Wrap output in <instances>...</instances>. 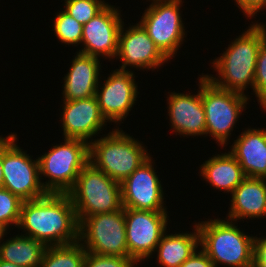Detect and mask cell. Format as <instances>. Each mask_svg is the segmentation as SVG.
Listing matches in <instances>:
<instances>
[{"mask_svg":"<svg viewBox=\"0 0 266 267\" xmlns=\"http://www.w3.org/2000/svg\"><path fill=\"white\" fill-rule=\"evenodd\" d=\"M18 227L26 236L46 246L72 244L79 241V222L68 193H47L24 201Z\"/></svg>","mask_w":266,"mask_h":267,"instance_id":"6da1fadb","label":"cell"},{"mask_svg":"<svg viewBox=\"0 0 266 267\" xmlns=\"http://www.w3.org/2000/svg\"><path fill=\"white\" fill-rule=\"evenodd\" d=\"M266 25L254 23L236 38L222 56L212 62L219 79L205 75L216 86L244 94L246 86L254 91L257 56L262 42L266 39Z\"/></svg>","mask_w":266,"mask_h":267,"instance_id":"7a4b0ae2","label":"cell"},{"mask_svg":"<svg viewBox=\"0 0 266 267\" xmlns=\"http://www.w3.org/2000/svg\"><path fill=\"white\" fill-rule=\"evenodd\" d=\"M200 246L215 267H253L255 237L245 235L235 223L214 219L197 224Z\"/></svg>","mask_w":266,"mask_h":267,"instance_id":"3957f363","label":"cell"},{"mask_svg":"<svg viewBox=\"0 0 266 267\" xmlns=\"http://www.w3.org/2000/svg\"><path fill=\"white\" fill-rule=\"evenodd\" d=\"M147 150L119 128L106 137L89 141V162L121 183L149 158Z\"/></svg>","mask_w":266,"mask_h":267,"instance_id":"277c9868","label":"cell"},{"mask_svg":"<svg viewBox=\"0 0 266 267\" xmlns=\"http://www.w3.org/2000/svg\"><path fill=\"white\" fill-rule=\"evenodd\" d=\"M68 195L79 223L85 217L111 213L123 208L121 183L111 179L90 162L81 170Z\"/></svg>","mask_w":266,"mask_h":267,"instance_id":"5b68a950","label":"cell"},{"mask_svg":"<svg viewBox=\"0 0 266 267\" xmlns=\"http://www.w3.org/2000/svg\"><path fill=\"white\" fill-rule=\"evenodd\" d=\"M38 158L39 174L51 178L42 183L47 193H68L75 185L81 170L89 163V143L65 138Z\"/></svg>","mask_w":266,"mask_h":267,"instance_id":"8992f818","label":"cell"},{"mask_svg":"<svg viewBox=\"0 0 266 267\" xmlns=\"http://www.w3.org/2000/svg\"><path fill=\"white\" fill-rule=\"evenodd\" d=\"M16 134L2 137L3 188L23 201L38 199L47 194L39 177L38 159L32 160L16 145Z\"/></svg>","mask_w":266,"mask_h":267,"instance_id":"52a82bcc","label":"cell"},{"mask_svg":"<svg viewBox=\"0 0 266 267\" xmlns=\"http://www.w3.org/2000/svg\"><path fill=\"white\" fill-rule=\"evenodd\" d=\"M79 241H84L81 243L84 249L93 254L130 257L124 207L111 213L85 217L79 223Z\"/></svg>","mask_w":266,"mask_h":267,"instance_id":"ba28073f","label":"cell"},{"mask_svg":"<svg viewBox=\"0 0 266 267\" xmlns=\"http://www.w3.org/2000/svg\"><path fill=\"white\" fill-rule=\"evenodd\" d=\"M247 101L245 94L222 89L202 75V103L206 119V134L216 138L220 146H225Z\"/></svg>","mask_w":266,"mask_h":267,"instance_id":"9c48e42d","label":"cell"},{"mask_svg":"<svg viewBox=\"0 0 266 267\" xmlns=\"http://www.w3.org/2000/svg\"><path fill=\"white\" fill-rule=\"evenodd\" d=\"M153 2L145 10L139 23L158 49L170 59L176 54L185 35L179 12L182 0H153Z\"/></svg>","mask_w":266,"mask_h":267,"instance_id":"30bf717a","label":"cell"},{"mask_svg":"<svg viewBox=\"0 0 266 267\" xmlns=\"http://www.w3.org/2000/svg\"><path fill=\"white\" fill-rule=\"evenodd\" d=\"M129 256L136 262L150 257L166 231L167 211L124 208Z\"/></svg>","mask_w":266,"mask_h":267,"instance_id":"8fae6325","label":"cell"},{"mask_svg":"<svg viewBox=\"0 0 266 267\" xmlns=\"http://www.w3.org/2000/svg\"><path fill=\"white\" fill-rule=\"evenodd\" d=\"M149 157L121 182L122 206L137 210L165 211L163 188Z\"/></svg>","mask_w":266,"mask_h":267,"instance_id":"7c38bea8","label":"cell"},{"mask_svg":"<svg viewBox=\"0 0 266 267\" xmlns=\"http://www.w3.org/2000/svg\"><path fill=\"white\" fill-rule=\"evenodd\" d=\"M119 10L107 4L88 23L83 25L82 54L114 58L118 51V36L122 26Z\"/></svg>","mask_w":266,"mask_h":267,"instance_id":"4fadbf2b","label":"cell"},{"mask_svg":"<svg viewBox=\"0 0 266 267\" xmlns=\"http://www.w3.org/2000/svg\"><path fill=\"white\" fill-rule=\"evenodd\" d=\"M134 73L128 70H114L99 87L96 97L103 117L109 122H119L129 114L137 98V85ZM126 115V116H125Z\"/></svg>","mask_w":266,"mask_h":267,"instance_id":"5bb4252c","label":"cell"},{"mask_svg":"<svg viewBox=\"0 0 266 267\" xmlns=\"http://www.w3.org/2000/svg\"><path fill=\"white\" fill-rule=\"evenodd\" d=\"M123 24L118 36L117 55L122 65L118 70H124L127 66L148 70L157 68L169 59L158 49L154 41L149 37L147 31L140 23L123 28Z\"/></svg>","mask_w":266,"mask_h":267,"instance_id":"9a60e30c","label":"cell"},{"mask_svg":"<svg viewBox=\"0 0 266 267\" xmlns=\"http://www.w3.org/2000/svg\"><path fill=\"white\" fill-rule=\"evenodd\" d=\"M62 127L64 138L88 142L101 131L106 119L103 117L96 96L78 100H63Z\"/></svg>","mask_w":266,"mask_h":267,"instance_id":"2e32d148","label":"cell"},{"mask_svg":"<svg viewBox=\"0 0 266 267\" xmlns=\"http://www.w3.org/2000/svg\"><path fill=\"white\" fill-rule=\"evenodd\" d=\"M197 95L171 93L168 97V113L175 132L180 135L206 134V119L202 103V77Z\"/></svg>","mask_w":266,"mask_h":267,"instance_id":"e0dca14e","label":"cell"},{"mask_svg":"<svg viewBox=\"0 0 266 267\" xmlns=\"http://www.w3.org/2000/svg\"><path fill=\"white\" fill-rule=\"evenodd\" d=\"M98 58L77 52L69 72L64 78V100L73 101L96 95L99 86V70L101 69Z\"/></svg>","mask_w":266,"mask_h":267,"instance_id":"ac0fdd59","label":"cell"},{"mask_svg":"<svg viewBox=\"0 0 266 267\" xmlns=\"http://www.w3.org/2000/svg\"><path fill=\"white\" fill-rule=\"evenodd\" d=\"M233 144L230 153L245 176L266 178V130L248 129Z\"/></svg>","mask_w":266,"mask_h":267,"instance_id":"d6986e66","label":"cell"},{"mask_svg":"<svg viewBox=\"0 0 266 267\" xmlns=\"http://www.w3.org/2000/svg\"><path fill=\"white\" fill-rule=\"evenodd\" d=\"M227 220L266 217V178L246 177L233 191Z\"/></svg>","mask_w":266,"mask_h":267,"instance_id":"ffe728a7","label":"cell"},{"mask_svg":"<svg viewBox=\"0 0 266 267\" xmlns=\"http://www.w3.org/2000/svg\"><path fill=\"white\" fill-rule=\"evenodd\" d=\"M201 176L216 187L233 193L234 189L246 178L239 162L230 153L213 156L202 164Z\"/></svg>","mask_w":266,"mask_h":267,"instance_id":"44dd1931","label":"cell"},{"mask_svg":"<svg viewBox=\"0 0 266 267\" xmlns=\"http://www.w3.org/2000/svg\"><path fill=\"white\" fill-rule=\"evenodd\" d=\"M194 233L169 234L161 237L156 250L159 264L164 267H179L188 259L200 244V235L197 224Z\"/></svg>","mask_w":266,"mask_h":267,"instance_id":"7402d4cb","label":"cell"},{"mask_svg":"<svg viewBox=\"0 0 266 267\" xmlns=\"http://www.w3.org/2000/svg\"><path fill=\"white\" fill-rule=\"evenodd\" d=\"M46 248L34 238L17 235L0 245V260L23 267H40Z\"/></svg>","mask_w":266,"mask_h":267,"instance_id":"603a6c76","label":"cell"},{"mask_svg":"<svg viewBox=\"0 0 266 267\" xmlns=\"http://www.w3.org/2000/svg\"><path fill=\"white\" fill-rule=\"evenodd\" d=\"M86 250L80 241L47 246L40 267H83Z\"/></svg>","mask_w":266,"mask_h":267,"instance_id":"cb8c5ba5","label":"cell"},{"mask_svg":"<svg viewBox=\"0 0 266 267\" xmlns=\"http://www.w3.org/2000/svg\"><path fill=\"white\" fill-rule=\"evenodd\" d=\"M83 25L76 21L67 12L62 11L56 15L54 21L55 36L65 44H80L82 40Z\"/></svg>","mask_w":266,"mask_h":267,"instance_id":"d4e9b609","label":"cell"},{"mask_svg":"<svg viewBox=\"0 0 266 267\" xmlns=\"http://www.w3.org/2000/svg\"><path fill=\"white\" fill-rule=\"evenodd\" d=\"M23 200L5 188H0V227L5 231L9 224L18 227Z\"/></svg>","mask_w":266,"mask_h":267,"instance_id":"484cf974","label":"cell"},{"mask_svg":"<svg viewBox=\"0 0 266 267\" xmlns=\"http://www.w3.org/2000/svg\"><path fill=\"white\" fill-rule=\"evenodd\" d=\"M65 12L82 25L88 23L106 5L101 0H65Z\"/></svg>","mask_w":266,"mask_h":267,"instance_id":"4316f807","label":"cell"},{"mask_svg":"<svg viewBox=\"0 0 266 267\" xmlns=\"http://www.w3.org/2000/svg\"><path fill=\"white\" fill-rule=\"evenodd\" d=\"M254 93L260 106L264 108L266 106V39L262 42L257 56Z\"/></svg>","mask_w":266,"mask_h":267,"instance_id":"83f0119b","label":"cell"},{"mask_svg":"<svg viewBox=\"0 0 266 267\" xmlns=\"http://www.w3.org/2000/svg\"><path fill=\"white\" fill-rule=\"evenodd\" d=\"M137 262L131 257L97 255L86 251L83 267H134Z\"/></svg>","mask_w":266,"mask_h":267,"instance_id":"f1b7e54d","label":"cell"},{"mask_svg":"<svg viewBox=\"0 0 266 267\" xmlns=\"http://www.w3.org/2000/svg\"><path fill=\"white\" fill-rule=\"evenodd\" d=\"M179 267H215V265L209 259L207 254L203 250H201L199 252L195 251Z\"/></svg>","mask_w":266,"mask_h":267,"instance_id":"f546056e","label":"cell"},{"mask_svg":"<svg viewBox=\"0 0 266 267\" xmlns=\"http://www.w3.org/2000/svg\"><path fill=\"white\" fill-rule=\"evenodd\" d=\"M239 9H242L247 17H253L257 12L266 6V0H235Z\"/></svg>","mask_w":266,"mask_h":267,"instance_id":"4dcf8cb0","label":"cell"},{"mask_svg":"<svg viewBox=\"0 0 266 267\" xmlns=\"http://www.w3.org/2000/svg\"><path fill=\"white\" fill-rule=\"evenodd\" d=\"M254 260H266V238L254 240Z\"/></svg>","mask_w":266,"mask_h":267,"instance_id":"1f68e13d","label":"cell"},{"mask_svg":"<svg viewBox=\"0 0 266 267\" xmlns=\"http://www.w3.org/2000/svg\"><path fill=\"white\" fill-rule=\"evenodd\" d=\"M3 187V171H2V137H0V188Z\"/></svg>","mask_w":266,"mask_h":267,"instance_id":"d6a6232c","label":"cell"},{"mask_svg":"<svg viewBox=\"0 0 266 267\" xmlns=\"http://www.w3.org/2000/svg\"><path fill=\"white\" fill-rule=\"evenodd\" d=\"M0 267H23V266H19L13 263H9V262H5L3 260H0Z\"/></svg>","mask_w":266,"mask_h":267,"instance_id":"836d02e7","label":"cell"},{"mask_svg":"<svg viewBox=\"0 0 266 267\" xmlns=\"http://www.w3.org/2000/svg\"><path fill=\"white\" fill-rule=\"evenodd\" d=\"M253 267H266V260H254Z\"/></svg>","mask_w":266,"mask_h":267,"instance_id":"e575fe53","label":"cell"},{"mask_svg":"<svg viewBox=\"0 0 266 267\" xmlns=\"http://www.w3.org/2000/svg\"><path fill=\"white\" fill-rule=\"evenodd\" d=\"M5 232L6 231L3 228L0 227V240L2 239V237H4Z\"/></svg>","mask_w":266,"mask_h":267,"instance_id":"d590c367","label":"cell"}]
</instances>
